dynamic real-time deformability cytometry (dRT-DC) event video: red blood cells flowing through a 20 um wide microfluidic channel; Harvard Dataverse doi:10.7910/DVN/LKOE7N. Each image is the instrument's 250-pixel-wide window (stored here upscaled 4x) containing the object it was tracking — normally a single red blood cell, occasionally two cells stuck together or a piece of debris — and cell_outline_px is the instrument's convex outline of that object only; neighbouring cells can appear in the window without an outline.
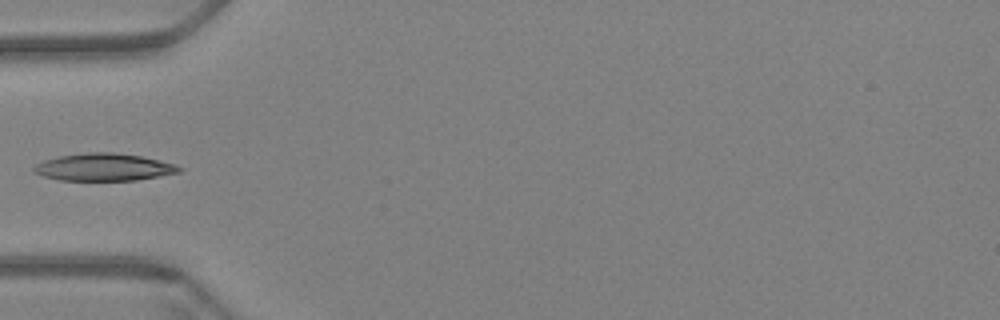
{"species": "Egyptian fruit bat (a non-hibernating species)", "species_latin": "Rousettus aegyptiacus", "temperature_condition": "warm", "stored_images_in_passage": 41, "camera_frame_rate_fps": 3000, "um_per_image_px": 0.085, "animal": {"sex": "female"}, "frame": {"image": 1, "passage_image": 1, "time_ms": 0.0, "image_size_px": [1000, 320], "cell_outline_px": [[184, 168], [180, 172], [136, 180], [60, 180], [44, 176], [32, 172], [32, 168], [36, 164], [44, 160], [60, 156], [88, 152], [112, 152], [140, 156], [176, 164]], "centroid_in_image_um": [8.82, 14.21], "position_along_channel_um": 76.2, "area_um2": 23.06}}
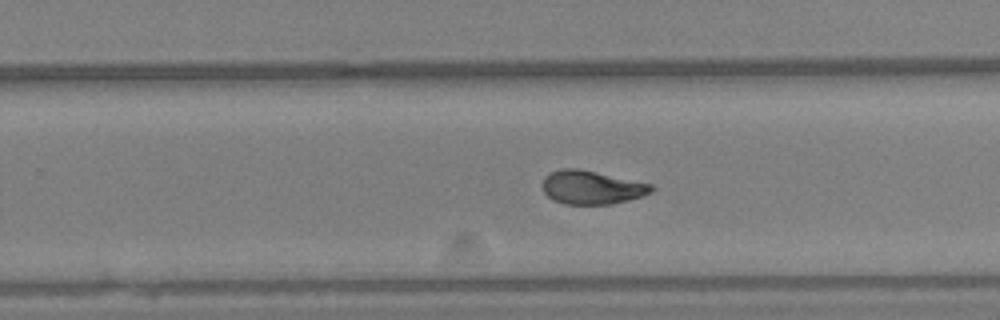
{"frame": {"image": 2, "passage_image": 19, "time_ms": 6.0, "image_size_px": [1000, 320], "cell_outline_px": [[656, 188], [652, 192], [628, 200], [612, 204], [564, 204], [552, 200], [544, 192], [540, 184], [544, 176], [552, 172], [564, 168], [576, 168], [596, 172], [652, 184]], "centroid_in_image_um": [50.26, 15.93], "position_along_channel_um": 279.5, "area_um2": 21.33}}
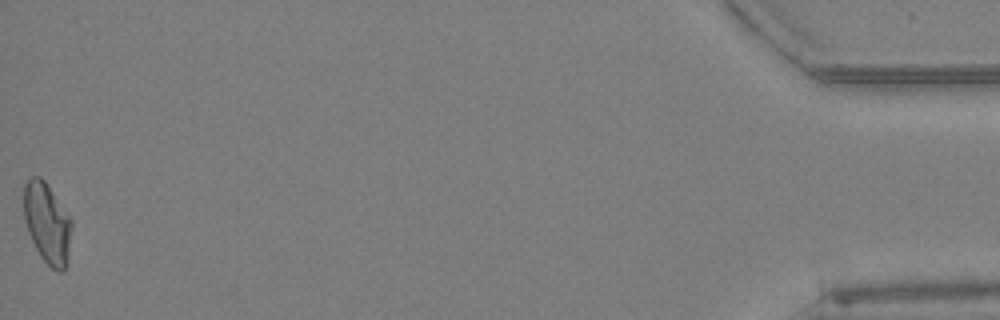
{"frame": {"image": 3, "passage_image": 41, "time_ms": 13.333, "image_size_px": [1000, 320], "cell_outline_px": [[72, 228], [64, 268], [60, 272], [56, 272], [40, 256], [28, 232], [24, 216], [24, 184], [28, 176], [40, 176], [44, 180], [72, 220]], "centroid_in_image_um": [3.98, 18.92], "position_along_channel_um": 431.2, "area_um2": 22.08}}